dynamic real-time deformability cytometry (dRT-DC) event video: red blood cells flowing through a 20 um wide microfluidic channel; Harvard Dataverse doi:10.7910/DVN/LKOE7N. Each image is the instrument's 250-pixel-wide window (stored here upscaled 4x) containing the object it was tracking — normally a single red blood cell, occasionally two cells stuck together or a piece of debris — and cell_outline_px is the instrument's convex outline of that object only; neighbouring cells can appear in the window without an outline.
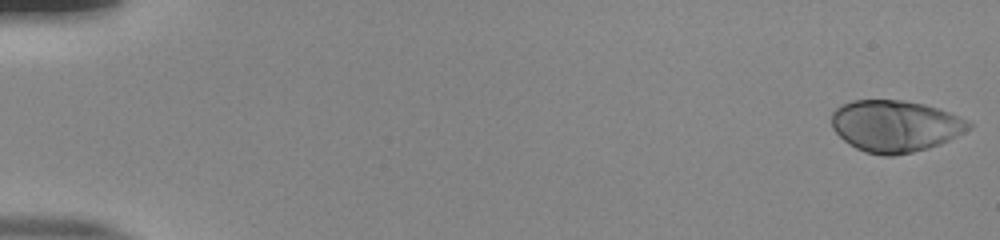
{"species": "human", "species_latin": "Homo sapiens", "temperature_condition": "room temperature", "stored_images_in_passage": 53, "camera_frame_rate_fps": 3000, "um_per_image_px": 0.085, "donor": {"sex": "male"}, "frame": {"image": 1, "passage_image": 1, "time_ms": 0.0, "image_size_px": [1000, 240], "cell_outline_px": [[972, 128], [940, 144], [928, 148], [912, 152], [892, 156], [884, 156], [864, 152], [848, 144], [832, 128], [832, 112], [840, 104], [852, 100], [904, 100], [924, 104], [948, 112], [968, 120], [972, 124]], "centroid_in_image_um": [76.07, 10.71], "position_along_channel_um": 8.9, "area_um2": 41.38}}
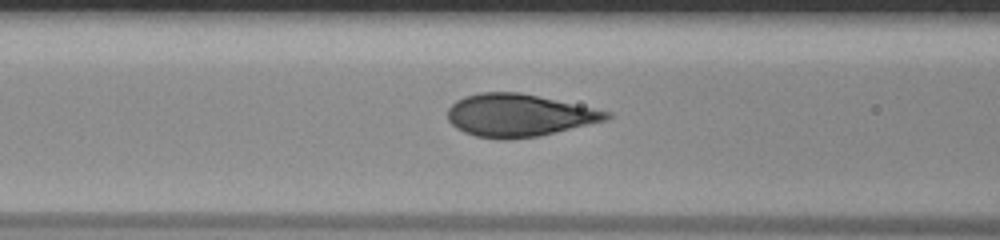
{"frame": {"image": 2, "passage_image": 23, "time_ms": 7.333, "image_size_px": [1000, 240], "cell_outline_px": [[612, 116], [608, 120], [540, 136], [504, 140], [500, 140], [476, 136], [464, 132], [456, 128], [448, 120], [448, 108], [456, 100], [464, 96], [480, 92], [520, 92], [612, 112]], "centroid_in_image_um": [44.1, 9.81], "position_along_channel_um": 122.5, "area_um2": 39.54}}
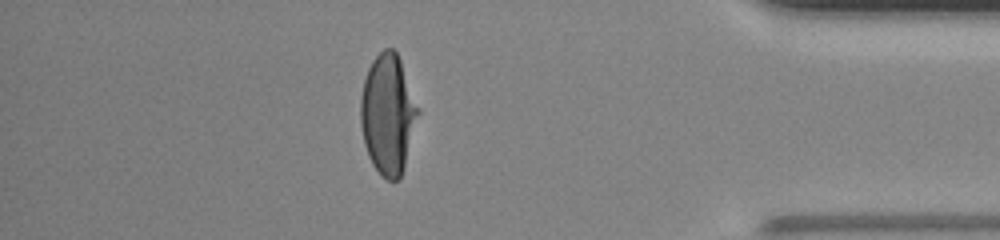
{"frame": {"image": 3, "passage_image": 47, "time_ms": 15.333, "image_size_px": [1000, 240], "cell_outline_px": [[420, 112], [400, 180], [388, 180], [372, 164], [368, 156], [364, 144], [360, 124], [360, 96], [364, 80], [368, 68], [372, 60], [384, 48], [392, 48], [396, 52], [400, 60], [420, 108]], "centroid_in_image_um": [32.97, 9.7], "position_along_channel_um": 402.2, "area_um2": 40.23}}